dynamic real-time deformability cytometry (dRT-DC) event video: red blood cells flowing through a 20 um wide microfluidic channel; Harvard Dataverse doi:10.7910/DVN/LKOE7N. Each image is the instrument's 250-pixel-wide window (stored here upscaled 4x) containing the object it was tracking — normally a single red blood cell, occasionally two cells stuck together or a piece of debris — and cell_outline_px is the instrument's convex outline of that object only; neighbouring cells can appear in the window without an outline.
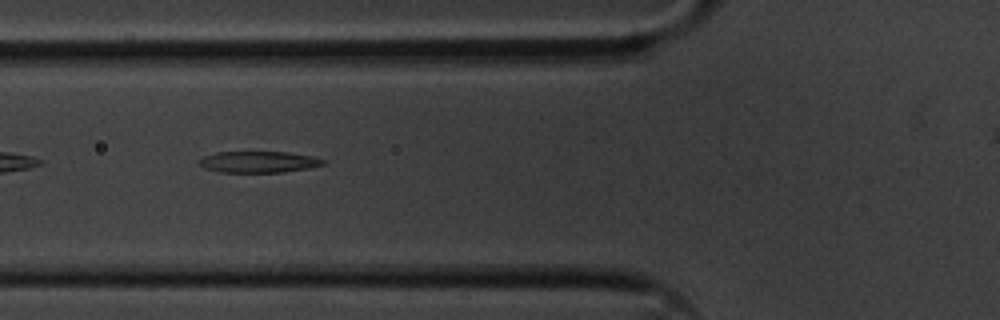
{"species": "common noctule bat (a hibernating species)", "species_latin": "Nyctalus noctula", "temperature_condition": "cold", "stored_images_in_passage": 20, "camera_frame_rate_fps": 3000, "um_per_image_px": 0.085, "animal": {"sex": "male", "body_mass_g": 20.1, "forearm_length_mm": 53.5}, "frame": {"image": 1, "passage_image": 6, "time_ms": 1.667, "image_size_px": [1000, 320], "cell_outline_px": [[328, 160], [324, 164], [308, 168], [284, 172], [220, 172], [204, 168], [196, 160], [204, 156], [216, 152], [288, 152], [312, 156]], "centroid_in_image_um": [21.98, 13.76], "position_along_channel_um": 103.8, "area_um2": 15.49}}
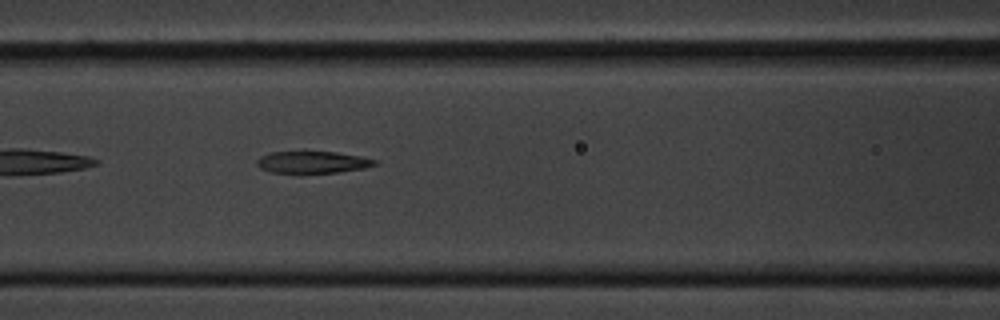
{"frame": {"image": 2, "passage_image": 9, "time_ms": 2.667, "image_size_px": [1000, 320], "cell_outline_px": [[376, 164], [364, 168], [336, 172], [296, 176], [272, 172], [260, 168], [256, 164], [256, 160], [260, 156], [272, 152], [336, 152], [360, 156], [376, 160]], "centroid_in_image_um": [26.49, 13.83], "position_along_channel_um": 140.1, "area_um2": 15.61}}